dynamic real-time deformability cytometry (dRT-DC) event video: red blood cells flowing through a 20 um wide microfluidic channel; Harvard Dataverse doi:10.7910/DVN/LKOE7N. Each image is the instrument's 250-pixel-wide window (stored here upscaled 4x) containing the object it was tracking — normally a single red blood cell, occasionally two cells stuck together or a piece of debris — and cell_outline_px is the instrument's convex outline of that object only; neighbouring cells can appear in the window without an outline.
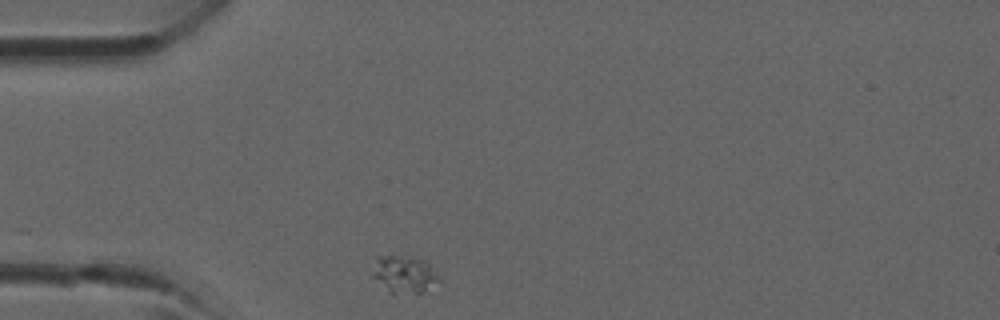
{"species": "common noctule bat (a hibernating species)", "species_latin": "Nyctalus noctula", "temperature_condition": "room temperature", "stored_images_in_passage": 16, "camera_frame_rate_fps": 3000, "um_per_image_px": 0.085, "animal": {"sex": "male", "forearm_length_mm": 52.5}, "frame": {"image": 1, "passage_image": 1, "time_ms": 0.0, "image_size_px": [1000, 320], "cell_outline_px": [[440, 280], [424, 292], [388, 292], [372, 276], [372, 272], [376, 256], [396, 256], [424, 260], [428, 264]], "centroid_in_image_um": [34.31, 23.31], "position_along_channel_um": 50.7, "area_um2": 13.87}}
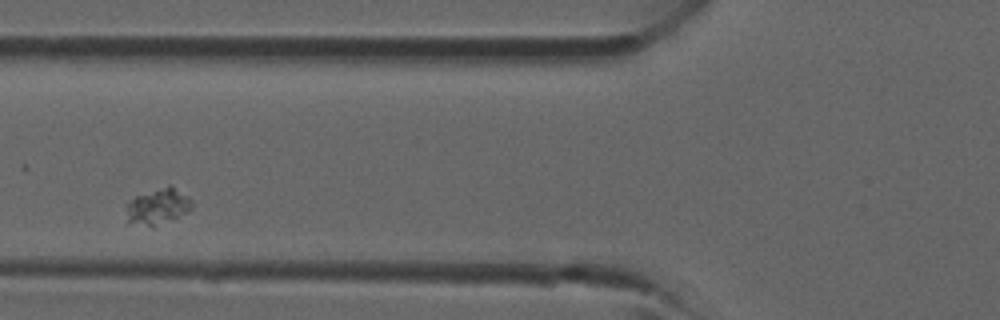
{"frame": {"image": 2, "passage_image": 6, "time_ms": 1.667, "image_size_px": [1000, 320], "cell_outline_px": [[192, 208], [188, 212], [152, 228], [128, 220], [124, 208], [124, 204], [136, 196], [168, 184], [172, 184], [188, 196], [192, 200]], "centroid_in_image_um": [13.43, 17.52], "position_along_channel_um": 112.4, "area_um2": 14.05}}
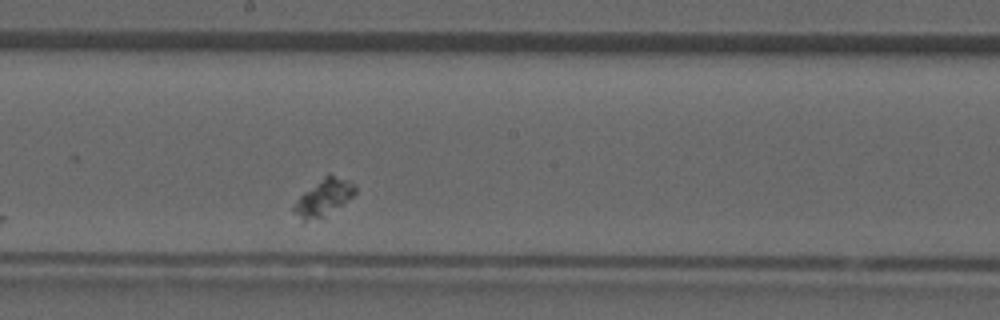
{"frame": {"image": 3, "passage_image": 13, "time_ms": 4.0, "image_size_px": [1000, 320], "cell_outline_px": [[356, 192], [352, 196], [324, 216], [304, 224], [292, 208], [300, 196], [304, 192], [328, 172], [348, 180], [356, 184]], "centroid_in_image_um": [27.5, 16.77], "position_along_channel_um": 220.7, "area_um2": 13.01}}